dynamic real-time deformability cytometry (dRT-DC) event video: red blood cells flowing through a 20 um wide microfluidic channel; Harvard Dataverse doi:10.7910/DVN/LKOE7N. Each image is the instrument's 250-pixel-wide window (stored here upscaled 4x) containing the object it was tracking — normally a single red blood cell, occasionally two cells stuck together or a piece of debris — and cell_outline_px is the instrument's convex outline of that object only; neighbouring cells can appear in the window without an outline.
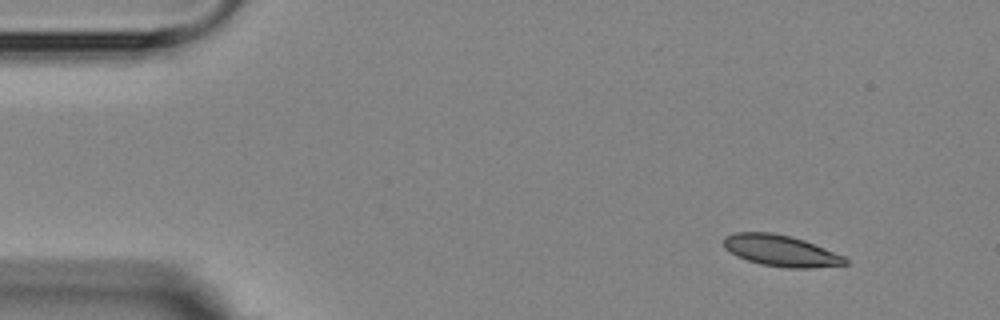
{"species": "Egyptian fruit bat (a non-hibernating species)", "species_latin": "Rousettus aegyptiacus", "temperature_condition": "room temperature", "stored_images_in_passage": 4, "camera_frame_rate_fps": 3000, "um_per_image_px": 0.085, "animal": {"sex": "female"}, "frame": {"image": 1, "passage_image": 1, "time_ms": 0.0, "image_size_px": [1000, 320], "cell_outline_px": [[848, 264], [812, 268], [788, 268], [760, 264], [736, 256], [724, 248], [724, 236], [732, 232], [772, 232], [792, 236], [804, 240], [844, 256], [848, 260]], "centroid_in_image_um": [66.35, 21.3], "position_along_channel_um": 18.7, "area_um2": 22.25}}
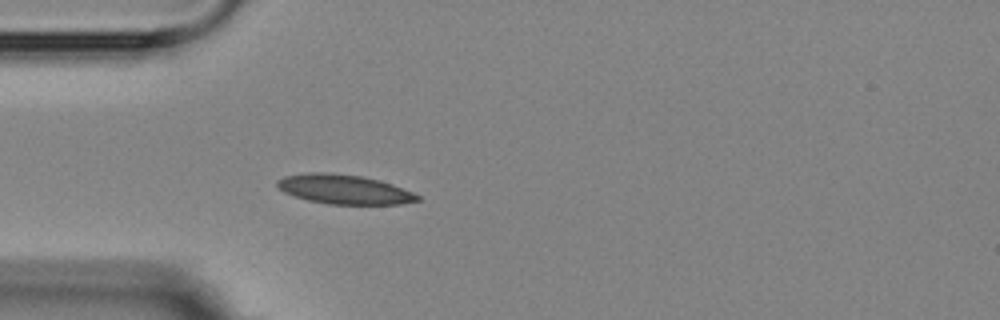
{"frame": {"image": 2, "passage_image": 4, "time_ms": 3.333, "image_size_px": [1000, 320], "cell_outline_px": [[420, 200], [400, 204], [328, 204], [308, 200], [284, 192], [276, 184], [276, 180], [284, 176], [304, 172], [332, 172], [360, 176], [380, 180], [392, 184], [412, 192], [420, 196]], "centroid_in_image_um": [29.23, 16.08], "position_along_channel_um": 55.8, "area_um2": 24.04}}